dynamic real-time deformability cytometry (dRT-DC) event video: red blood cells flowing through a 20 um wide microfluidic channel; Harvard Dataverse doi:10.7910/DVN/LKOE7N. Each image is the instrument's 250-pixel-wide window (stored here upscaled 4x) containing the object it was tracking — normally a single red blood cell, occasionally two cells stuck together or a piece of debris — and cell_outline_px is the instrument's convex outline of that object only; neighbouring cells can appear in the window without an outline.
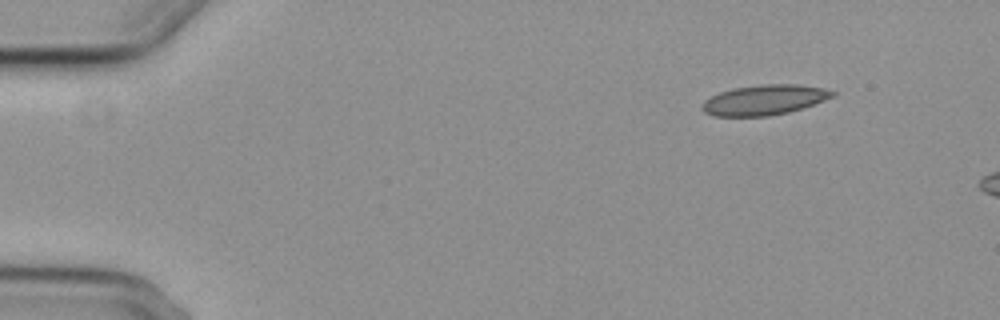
{"species": "common noctule bat (a hibernating species)", "species_latin": "Nyctalus noctula", "temperature_condition": "cold", "stored_images_in_passage": 3, "camera_frame_rate_fps": 3000, "um_per_image_px": 0.085, "animal": {"sex": "female", "body_mass_g": 29.2, "forearm_length_mm": 56.3}, "frame": {"image": 1, "passage_image": 1, "time_ms": 0.0, "image_size_px": [1000, 320], "cell_outline_px": [[836, 96], [788, 112], [768, 116], [712, 116], [704, 112], [700, 108], [704, 100], [720, 92], [732, 88], [760, 84], [796, 84], [824, 88], [836, 92]], "centroid_in_image_um": [64.94, 8.49], "position_along_channel_um": 20.1, "area_um2": 22.89}}